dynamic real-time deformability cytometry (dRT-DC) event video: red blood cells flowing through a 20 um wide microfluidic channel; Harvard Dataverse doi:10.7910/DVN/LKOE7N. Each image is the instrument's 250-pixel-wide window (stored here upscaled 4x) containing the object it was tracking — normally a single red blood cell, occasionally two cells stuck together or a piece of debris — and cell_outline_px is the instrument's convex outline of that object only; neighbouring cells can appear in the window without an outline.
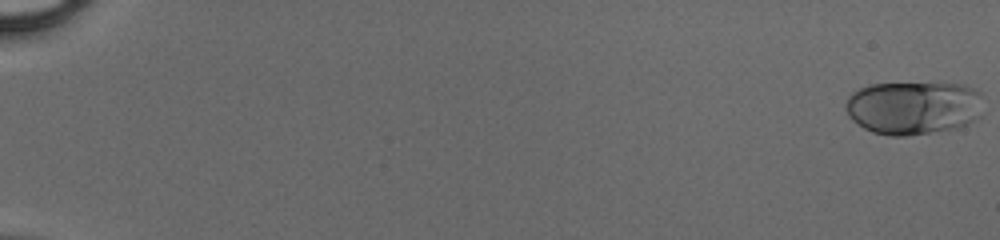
{"species": "human", "species_latin": "Homo sapiens", "temperature_condition": "cold", "stored_images_in_passage": 50, "camera_frame_rate_fps": 3000, "um_per_image_px": 0.085, "donor": {"sex": "male"}, "frame": {"image": 1, "passage_image": 1, "time_ms": 0.0, "image_size_px": [1000, 240], "cell_outline_px": [[980, 116], [968, 124], [956, 128], [908, 136], [888, 136], [872, 132], [864, 128], [852, 120], [848, 116], [844, 108], [844, 104], [848, 96], [852, 92], [860, 88], [872, 84], [964, 84], [976, 88], [980, 92]], "centroid_in_image_um": [77.61, 9.17], "position_along_channel_um": 7.4, "area_um2": 43.0}}
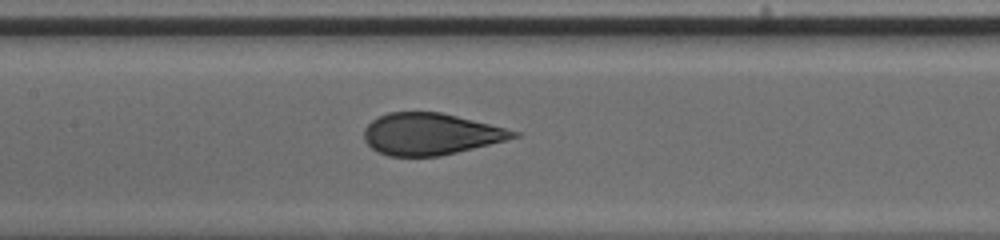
{"frame": {"image": 2, "passage_image": 27, "time_ms": 8.667, "image_size_px": [1000, 240], "cell_outline_px": [[520, 136], [508, 140], [440, 156], [388, 156], [376, 152], [364, 140], [364, 128], [372, 120], [388, 112], [440, 112], [520, 132]], "centroid_in_image_um": [36.57, 11.4], "position_along_channel_um": 170.8, "area_um2": 36.13}}
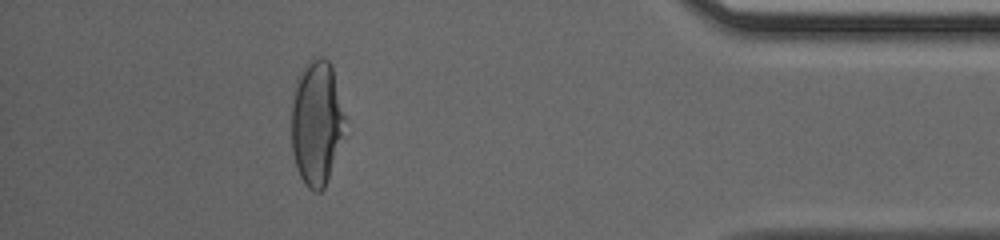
{"frame": {"image": 3, "passage_image": 46, "time_ms": 15.0, "image_size_px": [1000, 240], "cell_outline_px": [[344, 120], [340, 136], [328, 176], [324, 188], [320, 192], [316, 192], [308, 188], [304, 184], [300, 176], [292, 152], [292, 104], [296, 76], [304, 64], [312, 56], [324, 56], [332, 64], [344, 116]], "centroid_in_image_um": [26.85, 10.33], "position_along_channel_um": 408.3, "area_um2": 38.32}}